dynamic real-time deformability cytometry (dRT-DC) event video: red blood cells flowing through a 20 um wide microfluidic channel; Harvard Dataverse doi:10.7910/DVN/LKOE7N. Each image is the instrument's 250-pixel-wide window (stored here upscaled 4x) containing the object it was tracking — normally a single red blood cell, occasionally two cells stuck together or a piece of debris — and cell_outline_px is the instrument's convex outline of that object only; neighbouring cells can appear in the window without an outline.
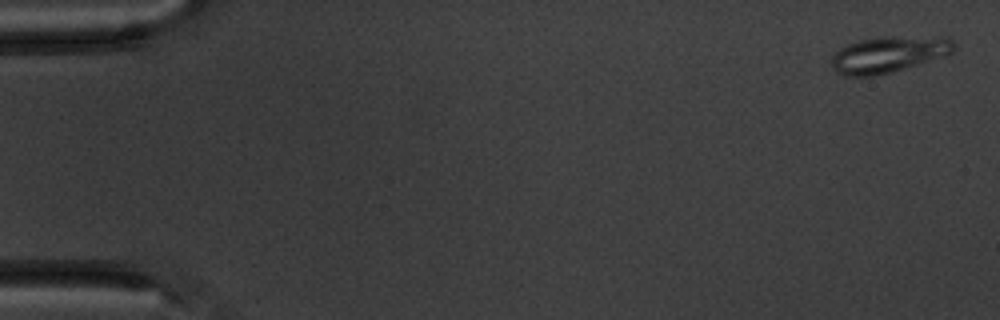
{"species": "common noctule bat (a hibernating species)", "species_latin": "Nyctalus noctula", "temperature_condition": "warm", "stored_images_in_passage": 9, "camera_frame_rate_fps": 3000, "um_per_image_px": 0.085, "animal": {"sex": "male", "body_mass_g": 20.1, "forearm_length_mm": 53.5}, "frame": {"image": 1, "passage_image": 1, "time_ms": 0.0, "image_size_px": [1000, 320], "cell_outline_px": [[956, 48], [948, 56], [892, 72], [872, 76], [844, 76], [836, 72], [832, 64], [832, 56], [840, 48], [848, 44], [860, 40], [892, 36], [948, 36], [956, 44]], "centroid_in_image_um": [75.62, 4.61], "position_along_channel_um": 9.4, "area_um2": 26.24}}
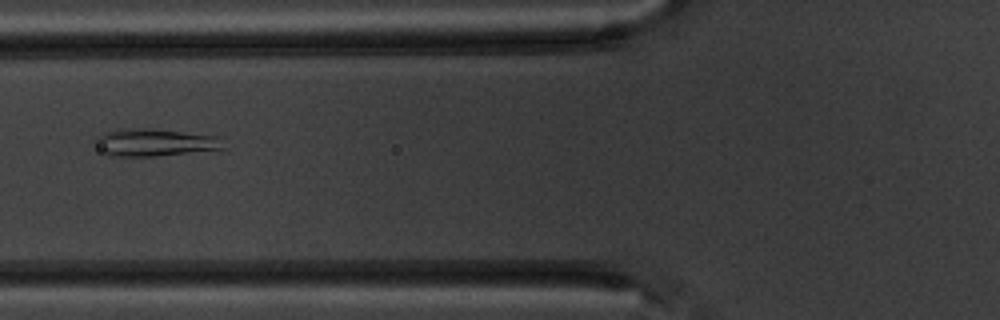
{"frame": {"image": 2, "passage_image": 6, "time_ms": 6.667, "image_size_px": [1000, 320], "cell_outline_px": [[224, 148], [156, 156], [108, 156], [100, 148], [96, 136], [120, 128], [148, 128], [216, 136]], "centroid_in_image_um": [13.09, 12.1], "position_along_channel_um": 112.7, "area_um2": 19.83}}